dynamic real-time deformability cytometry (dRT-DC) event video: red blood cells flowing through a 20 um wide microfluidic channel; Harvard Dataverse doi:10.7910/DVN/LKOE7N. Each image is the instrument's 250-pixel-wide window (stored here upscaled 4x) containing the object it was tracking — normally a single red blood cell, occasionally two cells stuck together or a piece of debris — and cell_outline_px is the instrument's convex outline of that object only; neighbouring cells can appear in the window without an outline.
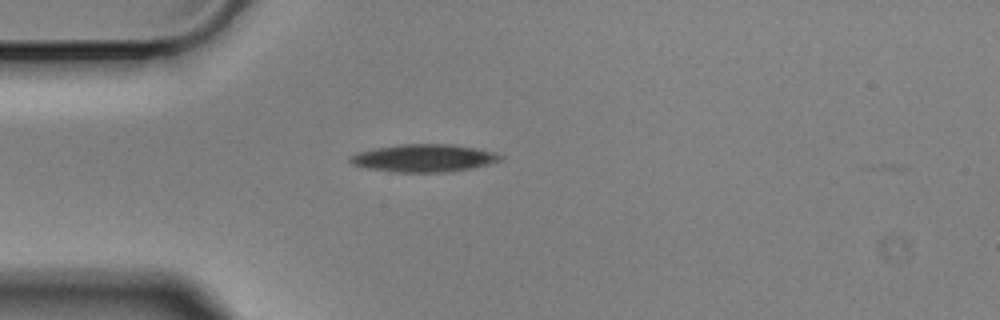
{"species": "Egyptian fruit bat (a non-hibernating species)", "species_latin": "Rousettus aegyptiacus", "temperature_condition": "cold", "stored_images_in_passage": 1, "camera_frame_rate_fps": 3000, "um_per_image_px": 0.085, "animal": {"sex": "male"}, "frame": {"image": 1, "passage_image": 1, "time_ms": 0.0, "image_size_px": [1000, 320], "cell_outline_px": [[504, 156], [500, 160], [488, 164], [472, 168], [448, 172], [392, 172], [368, 168], [352, 164], [348, 160], [356, 152], [376, 148], [400, 144], [452, 144], [476, 148], [496, 152]], "centroid_in_image_um": [36.05, 13.43], "position_along_channel_um": 49.0, "area_um2": 24.22}}